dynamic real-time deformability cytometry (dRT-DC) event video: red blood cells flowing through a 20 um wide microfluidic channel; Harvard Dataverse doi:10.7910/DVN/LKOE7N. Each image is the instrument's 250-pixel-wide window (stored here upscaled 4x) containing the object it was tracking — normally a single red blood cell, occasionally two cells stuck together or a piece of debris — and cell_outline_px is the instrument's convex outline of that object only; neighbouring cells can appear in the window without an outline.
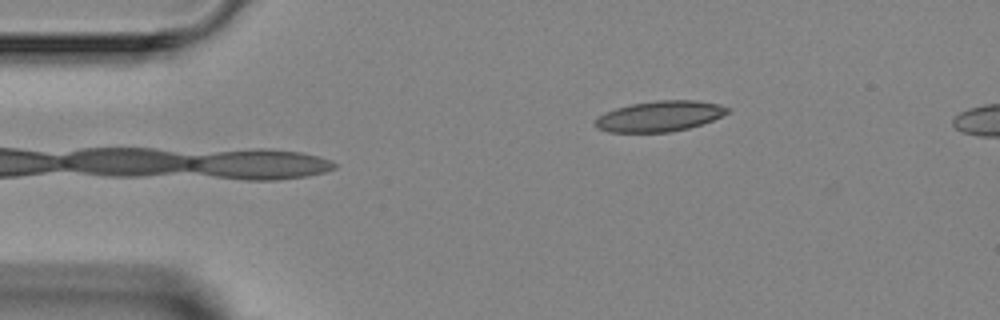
{"species": "Egyptian fruit bat (a non-hibernating species)", "species_latin": "Rousettus aegyptiacus", "temperature_condition": "room temperature", "stored_images_in_passage": 3, "camera_frame_rate_fps": 3000, "um_per_image_px": 0.085, "animal": {"sex": "female"}, "frame": {"image": 1, "passage_image": 3, "time_ms": 3.333, "image_size_px": [1000, 320], "cell_outline_px": [[728, 112], [712, 120], [688, 128], [668, 132], [608, 132], [596, 128], [596, 120], [604, 112], [616, 108], [632, 104], [656, 100], [696, 100], [720, 104], [728, 108]], "centroid_in_image_um": [56.05, 9.87], "position_along_channel_um": 28.9, "area_um2": 23.29}}